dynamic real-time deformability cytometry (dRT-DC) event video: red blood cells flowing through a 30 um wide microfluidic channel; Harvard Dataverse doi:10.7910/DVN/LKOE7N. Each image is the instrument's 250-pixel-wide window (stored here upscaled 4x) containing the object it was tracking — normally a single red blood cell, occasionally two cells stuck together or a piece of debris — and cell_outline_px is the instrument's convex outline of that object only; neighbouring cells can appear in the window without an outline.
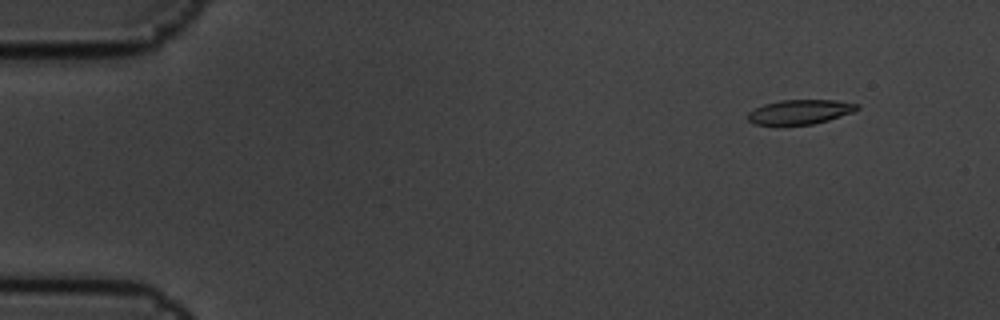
{"species": "common noctule bat (a hibernating species)", "species_latin": "Nyctalus noctula", "temperature_condition": "cold", "stored_images_in_passage": 5, "camera_frame_rate_fps": 3000, "um_per_image_px": 0.085, "animal": {"sex": "male", "body_mass_g": 19.5, "forearm_length_mm": 54.6}, "frame": {"image": 1, "passage_image": 2, "time_ms": 0.333, "image_size_px": [1000, 320], "cell_outline_px": [[860, 108], [852, 112], [828, 120], [812, 124], [752, 124], [748, 120], [748, 112], [764, 104], [780, 100], [836, 100], [860, 104]], "centroid_in_image_um": [68.01, 9.5], "position_along_channel_um": 17.0, "area_um2": 15.43}}
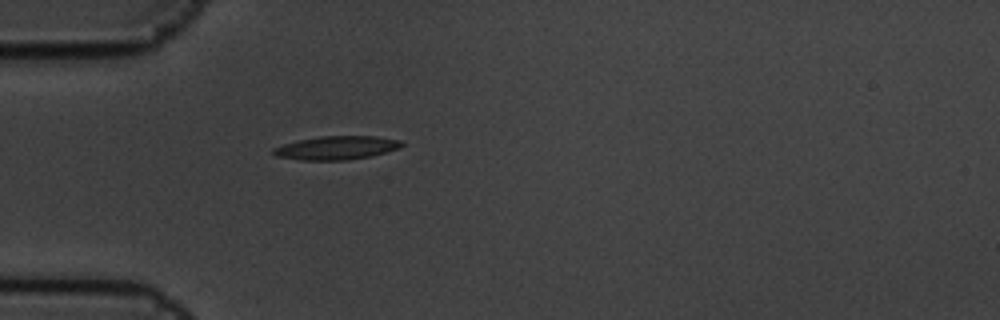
{"frame": {"image": 2, "passage_image": 5, "time_ms": 1.333, "image_size_px": [1000, 320], "cell_outline_px": [[404, 144], [400, 148], [372, 156], [348, 160], [304, 160], [276, 156], [272, 152], [272, 148], [284, 144], [300, 140], [320, 136], [376, 136], [400, 140]], "centroid_in_image_um": [28.63, 12.56], "position_along_channel_um": 56.4, "area_um2": 17.57}}